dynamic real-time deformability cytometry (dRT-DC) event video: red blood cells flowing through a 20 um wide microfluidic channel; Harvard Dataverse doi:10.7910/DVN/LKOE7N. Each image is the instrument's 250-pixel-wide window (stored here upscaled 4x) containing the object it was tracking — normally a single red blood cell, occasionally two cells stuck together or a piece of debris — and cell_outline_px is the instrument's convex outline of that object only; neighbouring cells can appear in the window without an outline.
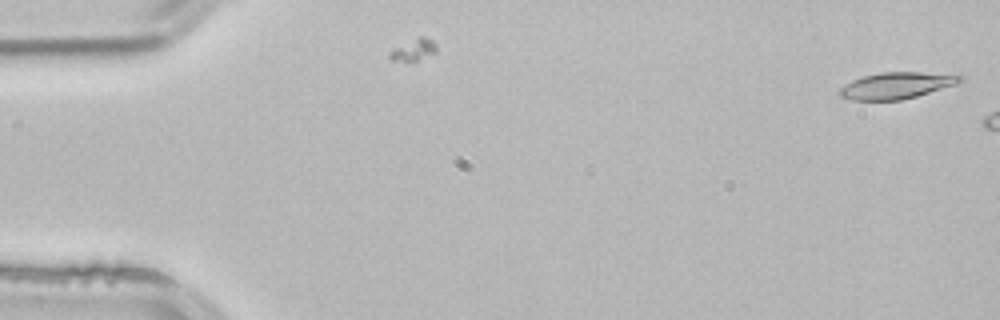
{"species": "common noctule bat (a hibernating species)", "species_latin": "Nyctalus noctula", "temperature_condition": "room temperature", "stored_images_in_passage": 2, "camera_frame_rate_fps": 3000, "um_per_image_px": 0.085, "animal": {"sex": "male", "body_mass_g": 21.5, "forearm_length_mm": 52.0}, "frame": {"image": 1, "passage_image": 2, "time_ms": 0.333, "image_size_px": [1000, 320], "cell_outline_px": [[964, 80], [916, 96], [900, 100], [852, 100], [840, 96], [836, 92], [840, 88], [852, 80], [864, 76], [880, 72], [960, 72], [964, 76]], "centroid_in_image_um": [76.25, 7.23], "position_along_channel_um": 8.8, "area_um2": 18.79}}